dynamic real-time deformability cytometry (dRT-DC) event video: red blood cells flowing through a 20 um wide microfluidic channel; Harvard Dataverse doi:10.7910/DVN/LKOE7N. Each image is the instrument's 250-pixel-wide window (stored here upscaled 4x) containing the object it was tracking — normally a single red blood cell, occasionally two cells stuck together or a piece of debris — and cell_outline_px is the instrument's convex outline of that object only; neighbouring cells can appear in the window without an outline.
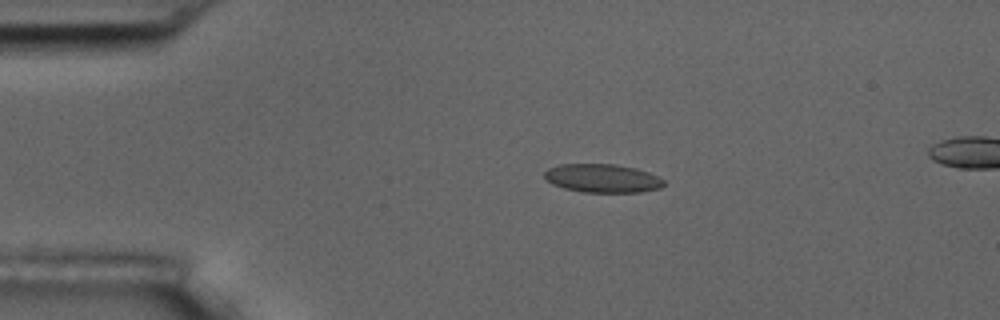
{"species": "common noctule bat (a hibernating species)", "species_latin": "Nyctalus noctula", "temperature_condition": "room temperature", "stored_images_in_passage": 7, "camera_frame_rate_fps": 3000, "um_per_image_px": 0.085, "animal": {"sex": "male", "body_mass_g": 17.5, "forearm_length_mm": 52.3}, "frame": {"image": 1, "passage_image": 4, "time_ms": 3.667, "image_size_px": [1000, 320], "cell_outline_px": [[664, 184], [660, 188], [640, 192], [584, 192], [564, 188], [552, 184], [544, 176], [544, 172], [548, 168], [560, 164], [616, 164], [636, 168], [648, 172], [664, 180]], "centroid_in_image_um": [51.2, 15.15], "position_along_channel_um": 33.8, "area_um2": 19.77}}